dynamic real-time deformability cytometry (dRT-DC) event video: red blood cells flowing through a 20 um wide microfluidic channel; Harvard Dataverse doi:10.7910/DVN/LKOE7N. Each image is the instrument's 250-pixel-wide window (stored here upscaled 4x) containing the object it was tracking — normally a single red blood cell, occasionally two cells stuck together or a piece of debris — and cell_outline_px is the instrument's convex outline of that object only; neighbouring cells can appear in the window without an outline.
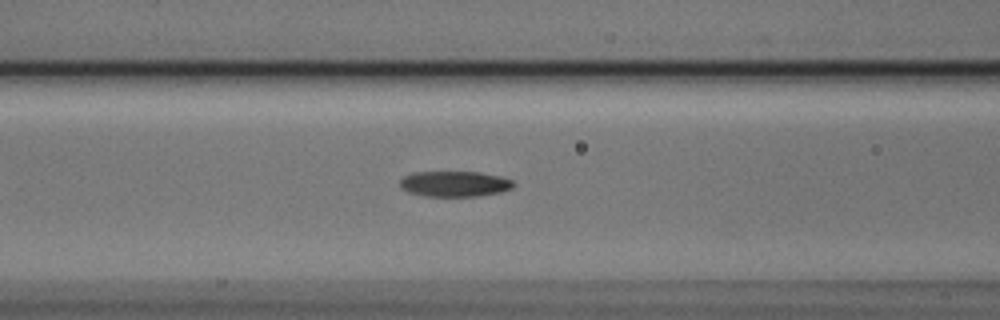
{"species": "Egyptian fruit bat (a non-hibernating species)", "species_latin": "Rousettus aegyptiacus", "temperature_condition": "cold", "stored_images_in_passage": 6, "camera_frame_rate_fps": 3000, "um_per_image_px": 0.085, "animal": {"sex": "male"}, "frame": {"image": 1, "passage_image": 6, "time_ms": 1.667, "image_size_px": [1000, 320], "cell_outline_px": [[516, 184], [512, 188], [500, 192], [480, 196], [424, 196], [408, 192], [400, 188], [400, 180], [404, 176], [412, 172], [480, 172], [500, 176], [512, 180]], "centroid_in_image_um": [38.64, 15.63], "position_along_channel_um": 128.0, "area_um2": 17.05}}